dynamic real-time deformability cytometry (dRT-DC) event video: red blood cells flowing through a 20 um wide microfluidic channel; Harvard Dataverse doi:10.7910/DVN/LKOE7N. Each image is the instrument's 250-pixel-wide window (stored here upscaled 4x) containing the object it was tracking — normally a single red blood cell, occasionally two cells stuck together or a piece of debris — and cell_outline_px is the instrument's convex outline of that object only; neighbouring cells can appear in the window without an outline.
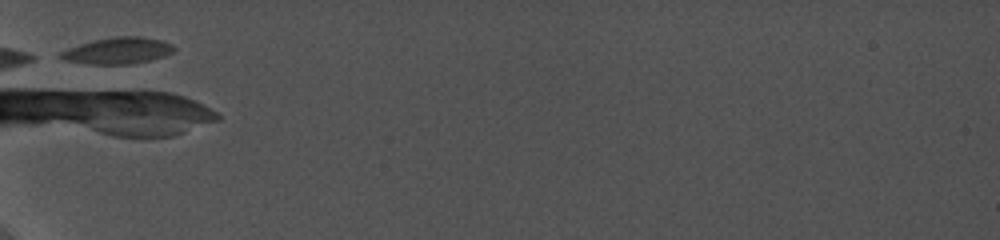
{"species": "common noctule bat (a hibernating species)", "species_latin": "Nyctalus noctula", "temperature_condition": "cold", "stored_images_in_passage": 1, "camera_frame_rate_fps": 5000, "um_per_image_px": 0.085, "animal": {"sex": "female", "body_mass_g": 19.0, "forearm_length_mm": 56.7}, "frame": {"image": 1, "passage_image": 1, "time_ms": 0.0, "image_size_px": [1000, 240], "cell_outline_px": [[176, 48], [172, 52], [164, 56], [132, 64], [88, 64], [68, 60], [56, 56], [60, 52], [68, 48], [80, 44], [96, 40], [116, 36], [144, 36], [160, 40], [172, 44]], "centroid_in_image_um": [10.02, 4.3], "position_along_channel_um": 75.0, "area_um2": 17.34}}